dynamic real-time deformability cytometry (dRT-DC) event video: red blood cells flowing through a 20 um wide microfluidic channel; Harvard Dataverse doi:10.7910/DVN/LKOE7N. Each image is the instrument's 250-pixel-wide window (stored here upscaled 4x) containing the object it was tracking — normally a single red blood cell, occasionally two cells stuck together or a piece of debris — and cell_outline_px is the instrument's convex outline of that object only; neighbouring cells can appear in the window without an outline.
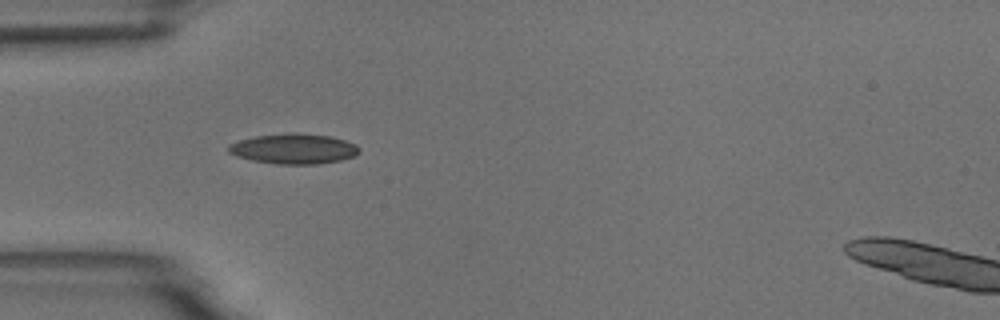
{"species": "common noctule bat (a hibernating species)", "species_latin": "Nyctalus noctula", "temperature_condition": "room temperature", "stored_images_in_passage": 6, "camera_frame_rate_fps": 3000, "um_per_image_px": 0.085, "animal": {"sex": "male", "body_mass_g": 18.8}, "frame": {"image": 1, "passage_image": 5, "time_ms": 4.667, "image_size_px": [1000, 320], "cell_outline_px": [[360, 152], [356, 156], [340, 160], [316, 164], [276, 164], [252, 160], [236, 156], [228, 152], [228, 144], [240, 140], [256, 136], [296, 132], [328, 136], [344, 140], [356, 144], [360, 148]], "centroid_in_image_um": [24.98, 12.65], "position_along_channel_um": 60.0, "area_um2": 23.0}}